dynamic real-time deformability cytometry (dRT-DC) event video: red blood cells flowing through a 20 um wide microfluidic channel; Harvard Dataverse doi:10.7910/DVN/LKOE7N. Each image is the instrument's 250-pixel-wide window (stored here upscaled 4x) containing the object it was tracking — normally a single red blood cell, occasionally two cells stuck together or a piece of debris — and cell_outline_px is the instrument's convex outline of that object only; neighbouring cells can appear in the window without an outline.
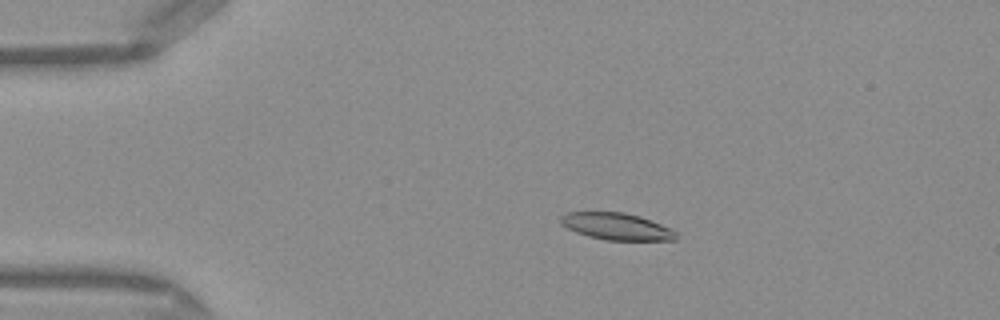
{"species": "Egyptian fruit bat (a non-hibernating species)", "species_latin": "Rousettus aegyptiacus", "temperature_condition": "warm", "stored_images_in_passage": 50, "camera_frame_rate_fps": 3000, "um_per_image_px": 0.085, "frame": {"image": 1, "passage_image": 11, "time_ms": 3.333, "image_size_px": [1000, 320], "cell_outline_px": [[676, 240], [608, 240], [588, 236], [576, 232], [560, 224], [560, 216], [568, 212], [624, 212], [640, 216], [672, 228], [676, 232]], "centroid_in_image_um": [52.41, 19.24], "position_along_channel_um": 32.6, "area_um2": 18.09}}
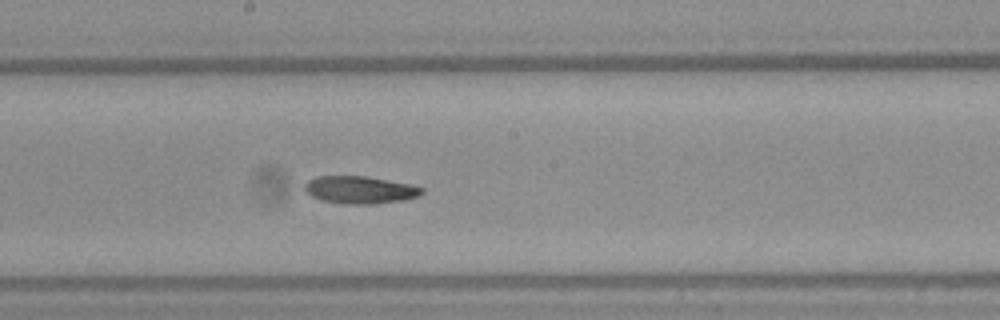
{"frame": {"image": 2, "passage_image": 28, "time_ms": 9.0, "image_size_px": [1000, 320], "cell_outline_px": [[424, 192], [416, 196], [404, 200], [376, 204], [344, 204], [320, 200], [312, 196], [304, 188], [304, 184], [308, 180], [316, 176], [368, 176], [412, 184], [424, 188]], "centroid_in_image_um": [30.61, 16.13], "position_along_channel_um": 217.6, "area_um2": 18.96}}
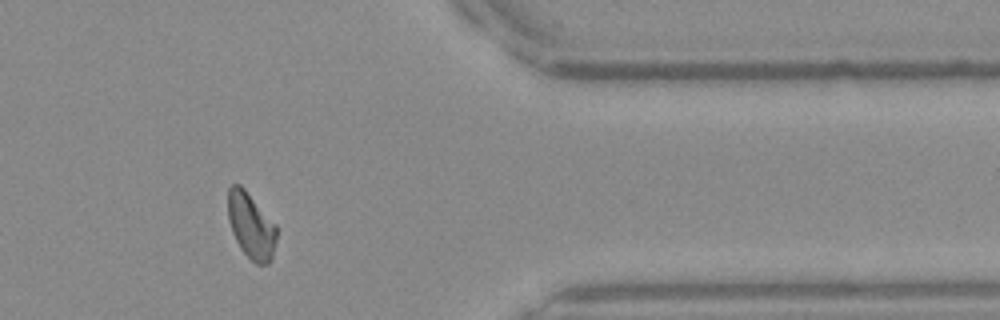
{"frame": {"image": 3, "passage_image": 42, "time_ms": 13.667, "image_size_px": [1000, 320], "cell_outline_px": [[276, 240], [272, 260], [268, 264], [256, 264], [240, 248], [232, 232], [228, 220], [228, 188], [232, 184], [240, 184], [244, 188], [276, 224]], "centroid_in_image_um": [21.34, 19.18], "position_along_channel_um": 390.1, "area_um2": 18.67}, "authors_computed_cell_mechanics": {"area_um2": 18.7272, "velocity_mm_per_s": 4.1305, "shape_relaxation_time_tau1_ms": 10.5126, "shape_relaxation_time_tau2_ms": 7.6859, "deformation_change_tau1": 0.243, "deformation_change_tau2": 0.1611}}